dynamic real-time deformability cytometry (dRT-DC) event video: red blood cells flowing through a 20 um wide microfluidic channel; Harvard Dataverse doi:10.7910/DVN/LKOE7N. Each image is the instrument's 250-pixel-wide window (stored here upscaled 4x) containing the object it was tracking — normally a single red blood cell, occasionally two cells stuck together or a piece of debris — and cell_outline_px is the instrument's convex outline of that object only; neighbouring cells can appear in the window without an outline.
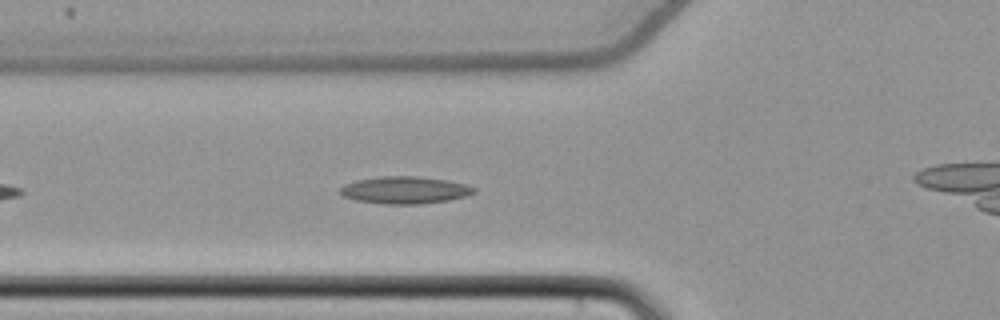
{"species": "common noctule bat (a hibernating species)", "species_latin": "Nyctalus noctula", "temperature_condition": "cold", "stored_images_in_passage": 32, "camera_frame_rate_fps": 3000, "um_per_image_px": 0.085, "animal": {"sex": "female", "body_mass_g": 22.7, "forearm_length_mm": 54.2}, "frame": {"image": 1, "passage_image": 7, "time_ms": 2.0, "image_size_px": [1000, 320], "cell_outline_px": [[476, 192], [468, 196], [448, 200], [420, 204], [384, 204], [356, 200], [344, 196], [340, 192], [340, 188], [344, 184], [356, 180], [380, 176], [416, 176], [448, 180], [464, 184], [476, 188]], "centroid_in_image_um": [34.43, 16.15], "position_along_channel_um": 91.4, "area_um2": 21.27}}
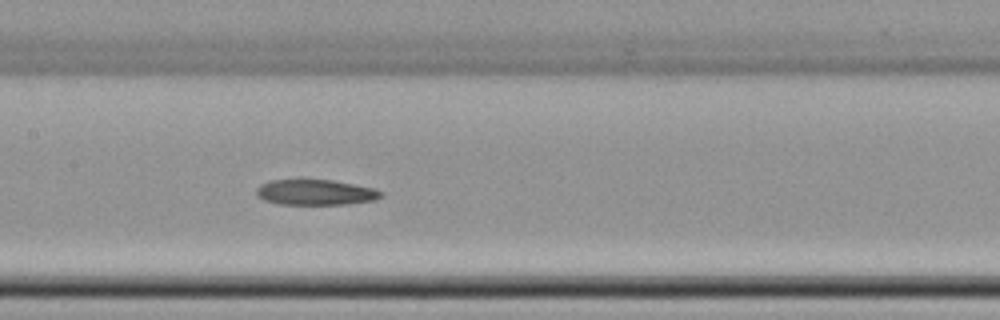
{"frame": {"image": 2, "passage_image": 14, "time_ms": 4.333, "image_size_px": [1000, 320], "cell_outline_px": [[384, 196], [372, 200], [344, 204], [280, 204], [264, 200], [256, 196], [256, 188], [260, 184], [268, 180], [300, 176], [304, 176], [332, 180], [372, 188], [384, 192]], "centroid_in_image_um": [26.71, 16.28], "position_along_channel_um": 180.7, "area_um2": 19.36}}
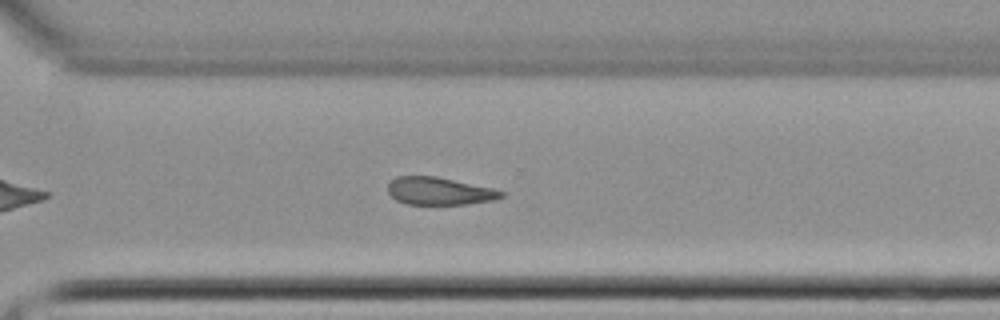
{"frame": {"image": 3, "passage_image": 26, "time_ms": 8.333, "image_size_px": [1000, 320], "cell_outline_px": [[504, 196], [496, 200], [468, 204], [404, 204], [396, 200], [388, 192], [388, 184], [396, 176], [436, 176], [492, 188], [504, 192]], "centroid_in_image_um": [37.34, 16.25], "position_along_channel_um": 333.3, "area_um2": 18.26}}